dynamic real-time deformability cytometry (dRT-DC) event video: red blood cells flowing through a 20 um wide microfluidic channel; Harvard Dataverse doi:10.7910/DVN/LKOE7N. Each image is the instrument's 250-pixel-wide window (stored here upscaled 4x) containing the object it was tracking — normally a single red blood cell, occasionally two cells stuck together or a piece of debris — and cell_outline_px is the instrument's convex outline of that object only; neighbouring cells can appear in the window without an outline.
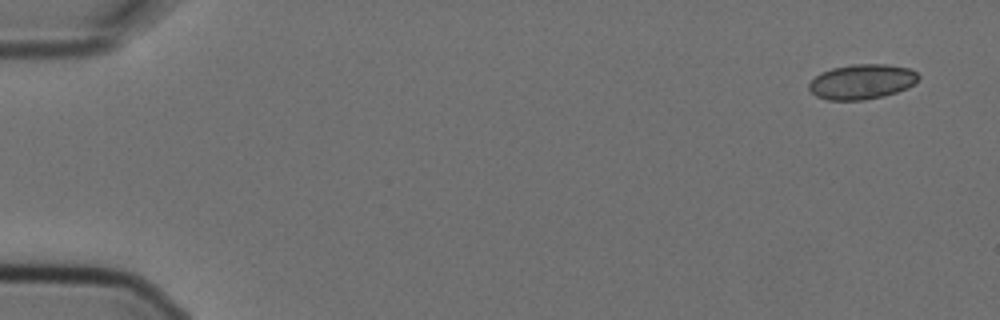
{"species": "Egyptian fruit bat (a non-hibernating species)", "species_latin": "Rousettus aegyptiacus", "temperature_condition": "cold", "stored_images_in_passage": 5, "camera_frame_rate_fps": 3000, "um_per_image_px": 0.085, "animal": {"sex": "female"}, "frame": {"image": 1, "passage_image": 1, "time_ms": 0.0, "image_size_px": [1000, 320], "cell_outline_px": [[920, 76], [908, 88], [884, 96], [864, 100], [828, 100], [816, 96], [808, 88], [808, 84], [820, 72], [832, 68], [852, 64], [888, 64], [908, 68], [916, 72]], "centroid_in_image_um": [73.24, 6.94], "position_along_channel_um": 11.8, "area_um2": 22.31}}
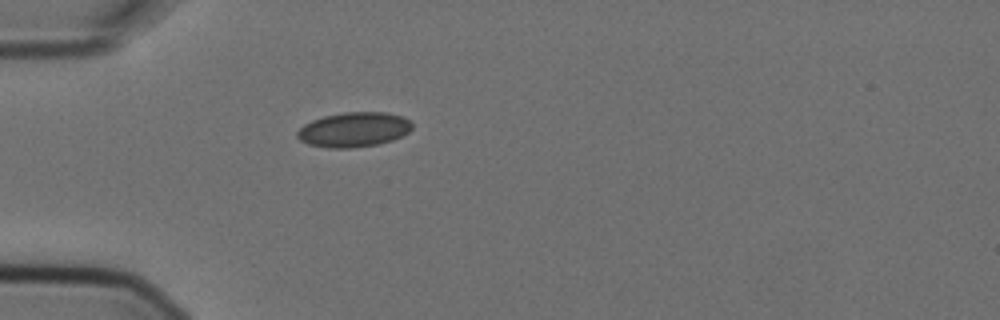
{"frame": {"image": 2, "passage_image": 5, "time_ms": 1.333, "image_size_px": [1000, 320], "cell_outline_px": [[412, 128], [408, 132], [392, 140], [376, 144], [352, 148], [328, 148], [308, 144], [300, 140], [296, 136], [296, 132], [304, 124], [312, 120], [324, 116], [344, 112], [384, 112], [404, 116], [412, 124]], "centroid_in_image_um": [30.05, 11.01], "position_along_channel_um": 54.9, "area_um2": 23.24}}